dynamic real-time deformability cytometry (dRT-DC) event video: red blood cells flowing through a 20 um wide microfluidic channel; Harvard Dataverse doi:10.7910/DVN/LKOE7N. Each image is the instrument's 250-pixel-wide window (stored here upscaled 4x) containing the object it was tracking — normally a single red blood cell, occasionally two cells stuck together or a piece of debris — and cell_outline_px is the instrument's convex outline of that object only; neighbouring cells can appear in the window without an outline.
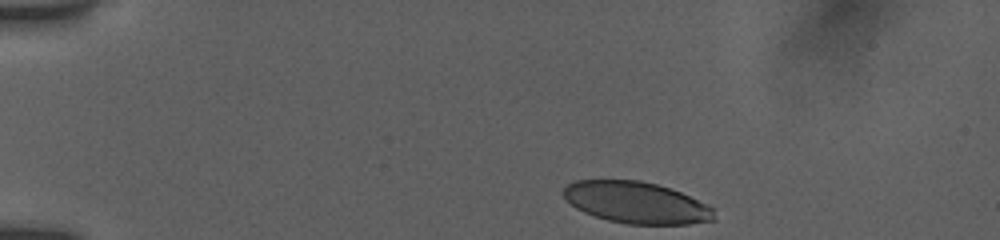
{"species": "human", "species_latin": "Homo sapiens", "temperature_condition": "room temperature", "stored_images_in_passage": 28, "camera_frame_rate_fps": 3000, "um_per_image_px": 0.085, "donor": {"sex": "female"}, "frame": {"image": 1, "passage_image": 1, "time_ms": 0.0, "image_size_px": [1000, 240], "cell_outline_px": [[716, 220], [688, 224], [628, 224], [608, 220], [584, 212], [576, 208], [564, 196], [564, 188], [568, 184], [576, 180], [640, 180], [656, 184], [680, 192], [716, 208]], "centroid_in_image_um": [54.14, 17.22], "position_along_channel_um": 30.9, "area_um2": 36.41}}
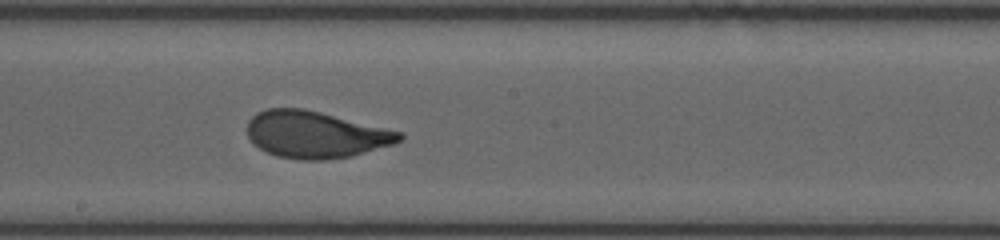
{"frame": {"image": 2, "passage_image": 15, "time_ms": 7.0, "image_size_px": [1000, 240], "cell_outline_px": [[404, 140], [392, 144], [352, 156], [324, 160], [300, 160], [276, 156], [260, 148], [248, 136], [248, 120], [256, 112], [268, 108], [304, 108], [400, 132], [404, 136]], "centroid_in_image_um": [26.8, 11.44], "position_along_channel_um": 221.4, "area_um2": 41.21}}
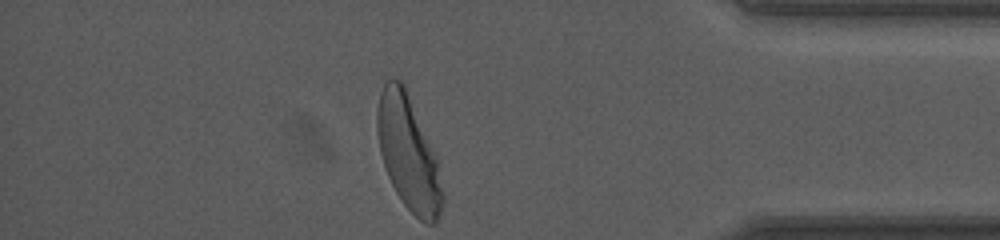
{"frame": {"image": 3, "passage_image": 28, "time_ms": 12.333, "image_size_px": [1000, 240], "cell_outline_px": [[444, 200], [436, 224], [428, 224], [420, 220], [404, 204], [396, 192], [388, 176], [380, 152], [376, 128], [376, 108], [380, 92], [384, 84], [392, 76], [400, 80], [404, 84], [436, 152], [444, 192]], "centroid_in_image_um": [34.73, 12.99], "position_along_channel_um": 400.5, "area_um2": 43.99}, "authors_computed_cell_mechanics": {"area_um2": 41.4137, "velocity_mm_per_s": 3.8578, "shape_relaxation_time_tau1_ms": 3.0632, "shape_relaxation_time_tau2_ms": null, "deformation_change_tau1": 0.1622, "deformation_change_tau2": null}}